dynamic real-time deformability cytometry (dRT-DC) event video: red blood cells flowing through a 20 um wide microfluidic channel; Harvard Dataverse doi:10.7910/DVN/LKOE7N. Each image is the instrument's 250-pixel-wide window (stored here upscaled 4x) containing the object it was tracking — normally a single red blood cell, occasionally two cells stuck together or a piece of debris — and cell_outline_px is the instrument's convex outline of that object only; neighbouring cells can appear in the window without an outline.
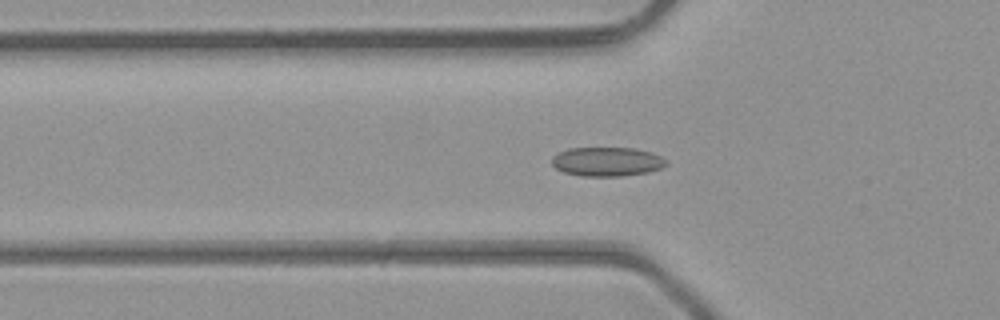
{"species": "common noctule bat (a hibernating species)", "species_latin": "Nyctalus noctula", "temperature_condition": "room temperature", "stored_images_in_passage": 48, "camera_frame_rate_fps": 3000, "um_per_image_px": 0.085, "animal": {"sex": "male", "body_mass_g": 23.1, "forearm_length_mm": 52.7}, "frame": {"image": 1, "passage_image": 16, "time_ms": 5.0, "image_size_px": [1000, 320], "cell_outline_px": [[668, 164], [660, 168], [648, 172], [620, 176], [580, 176], [564, 172], [556, 168], [552, 164], [552, 156], [568, 148], [636, 148], [652, 152], [668, 160]], "centroid_in_image_um": [51.61, 13.73], "position_along_channel_um": 74.2, "area_um2": 19.48}}
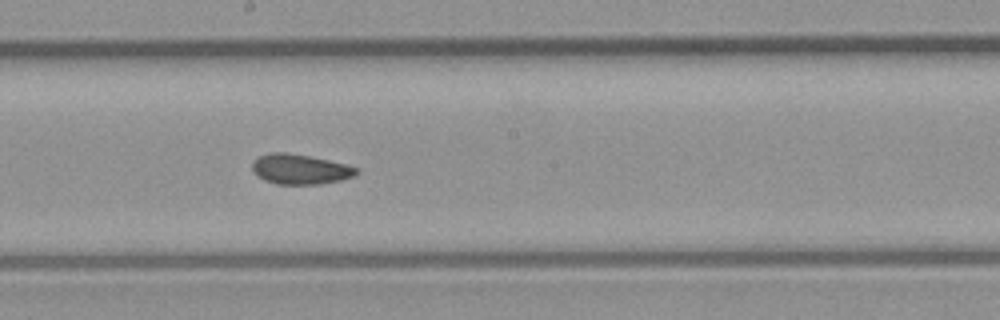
{"frame": {"image": 2, "passage_image": 26, "time_ms": 8.333, "image_size_px": [1000, 320], "cell_outline_px": [[360, 172], [352, 176], [340, 180], [320, 184], [276, 184], [264, 180], [252, 168], [252, 160], [260, 156], [272, 152], [284, 152], [308, 156], [348, 164], [360, 168]], "centroid_in_image_um": [25.55, 14.38], "position_along_channel_um": 222.7, "area_um2": 18.15}}
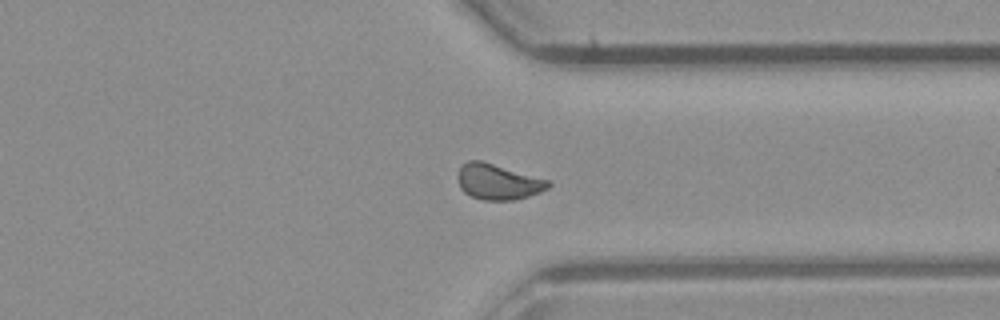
{"frame": {"image": 3, "passage_image": 36, "time_ms": 11.667, "image_size_px": [1000, 320], "cell_outline_px": [[552, 184], [548, 188], [540, 192], [516, 200], [484, 200], [472, 196], [464, 192], [460, 188], [456, 176], [460, 168], [468, 160], [480, 160], [548, 180]], "centroid_in_image_um": [42.31, 15.46], "position_along_channel_um": 369.1, "area_um2": 18.61}, "authors_computed_cell_mechanics": {"area_um2": 18.3804, "velocity_mm_per_s": 4.4179, "shape_relaxation_time_tau1_ms": null, "shape_relaxation_time_tau2_ms": 1.4884, "deformation_change_tau1": null, "deformation_change_tau2": 0.0574}}